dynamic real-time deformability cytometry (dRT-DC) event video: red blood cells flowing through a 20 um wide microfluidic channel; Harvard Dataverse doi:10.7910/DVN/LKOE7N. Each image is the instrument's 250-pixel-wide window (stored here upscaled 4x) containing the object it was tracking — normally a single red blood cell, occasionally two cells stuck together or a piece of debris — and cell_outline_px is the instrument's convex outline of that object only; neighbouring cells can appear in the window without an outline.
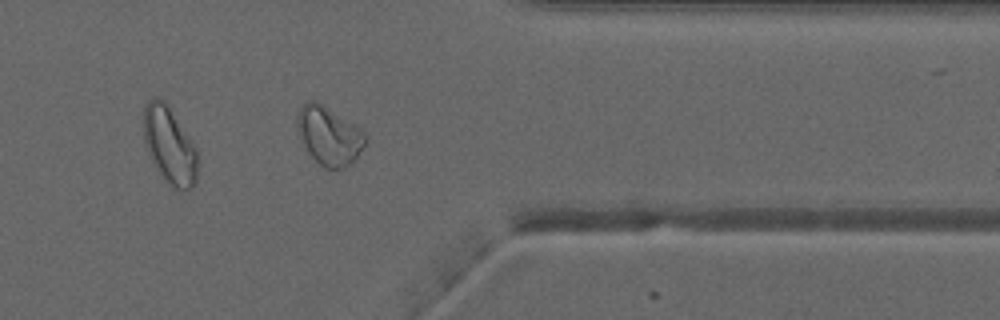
{"species": "common noctule bat (a hibernating species)", "species_latin": "Nyctalus noctula", "temperature_condition": "warm", "stored_images_in_passage": 38, "camera_frame_rate_fps": 3000, "um_per_image_px": 0.085, "animal": {"sex": "male", "forearm_length_mm": 52.5}, "frame": {"image": 1, "passage_image": 27, "time_ms": 8.667, "image_size_px": [1000, 320], "cell_outline_px": [[368, 140], [356, 156], [344, 168], [324, 168], [308, 152], [296, 128], [296, 116], [300, 108], [308, 100], [316, 100], [360, 128], [364, 132]], "centroid_in_image_um": [27.95, 11.5], "position_along_channel_um": 383.5, "area_um2": 22.83}, "authors_computed_cell_mechanics": {"area_um2": 22.5998, "velocity_mm_per_s": 4.0321, "shape_relaxation_time_tau1_ms": null, "shape_relaxation_time_tau2_ms": 1.6264, "deformation_change_tau1": null, "deformation_change_tau2": 0.085}}